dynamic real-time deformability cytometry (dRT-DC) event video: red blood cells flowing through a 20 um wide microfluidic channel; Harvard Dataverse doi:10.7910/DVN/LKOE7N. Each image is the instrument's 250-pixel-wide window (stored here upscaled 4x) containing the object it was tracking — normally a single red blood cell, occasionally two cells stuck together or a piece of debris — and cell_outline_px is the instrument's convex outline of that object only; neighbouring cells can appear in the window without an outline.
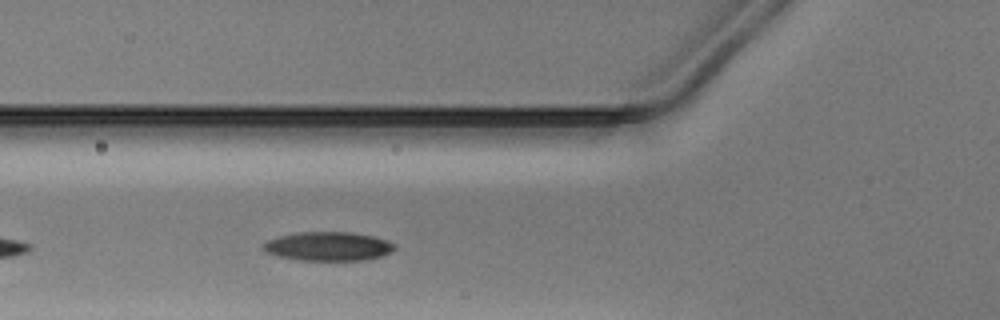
{"species": "Egyptian fruit bat (a non-hibernating species)", "species_latin": "Rousettus aegyptiacus", "temperature_condition": "warm", "stored_images_in_passage": 15, "camera_frame_rate_fps": 3000, "um_per_image_px": 0.085, "animal": {"sex": "male"}, "frame": {"image": 1, "passage_image": 5, "time_ms": 1.333, "image_size_px": [1000, 320], "cell_outline_px": [[396, 248], [392, 252], [380, 256], [364, 260], [300, 260], [280, 256], [264, 252], [264, 244], [268, 240], [280, 236], [296, 232], [352, 232], [372, 236], [396, 244]], "centroid_in_image_um": [27.92, 20.93], "position_along_channel_um": 97.9, "area_um2": 21.96}}
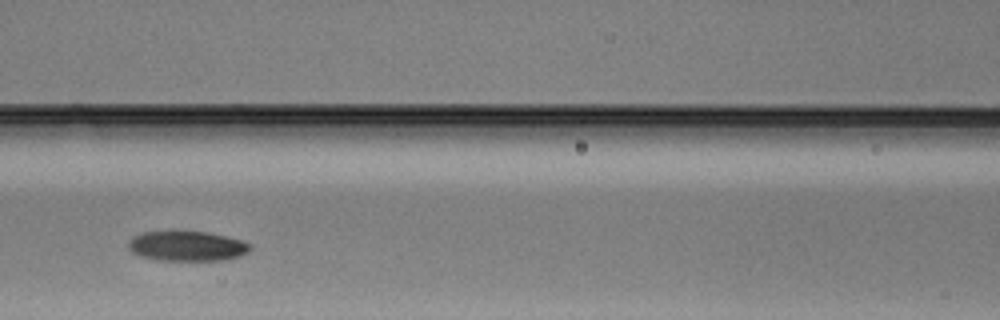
{"frame": {"image": 2, "passage_image": 9, "time_ms": 2.667, "image_size_px": [1000, 320], "cell_outline_px": [[252, 248], [248, 252], [240, 256], [224, 260], [156, 260], [140, 256], [132, 252], [128, 248], [128, 244], [132, 236], [144, 232], [208, 232], [240, 240], [252, 244]], "centroid_in_image_um": [15.9, 20.93], "position_along_channel_um": 150.7, "area_um2": 21.15}}